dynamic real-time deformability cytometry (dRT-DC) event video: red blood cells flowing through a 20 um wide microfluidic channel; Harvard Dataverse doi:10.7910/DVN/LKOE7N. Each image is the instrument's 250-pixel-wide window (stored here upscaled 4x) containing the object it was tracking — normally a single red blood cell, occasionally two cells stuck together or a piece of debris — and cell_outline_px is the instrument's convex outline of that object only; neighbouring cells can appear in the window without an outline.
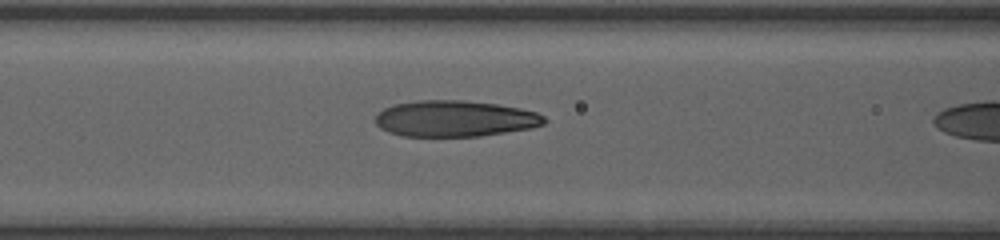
{"species": "human", "species_latin": "Homo sapiens", "temperature_condition": "room temperature", "stored_images_in_passage": 9, "segment_of_instrument_passage": [1, 2], "camera_frame_rate_fps": 3000, "um_per_image_px": 0.085, "donor": {"sex": "female"}, "frame": {"image": 1, "passage_image": 8, "time_ms": 6.333, "image_size_px": [1000, 240], "cell_outline_px": [[548, 120], [544, 124], [528, 128], [480, 136], [404, 136], [388, 132], [380, 128], [376, 124], [376, 116], [384, 108], [392, 104], [420, 100], [464, 100], [496, 104], [520, 108], [536, 112], [544, 116]], "centroid_in_image_um": [38.65, 10.07], "position_along_channel_um": 127.9, "area_um2": 35.49}}